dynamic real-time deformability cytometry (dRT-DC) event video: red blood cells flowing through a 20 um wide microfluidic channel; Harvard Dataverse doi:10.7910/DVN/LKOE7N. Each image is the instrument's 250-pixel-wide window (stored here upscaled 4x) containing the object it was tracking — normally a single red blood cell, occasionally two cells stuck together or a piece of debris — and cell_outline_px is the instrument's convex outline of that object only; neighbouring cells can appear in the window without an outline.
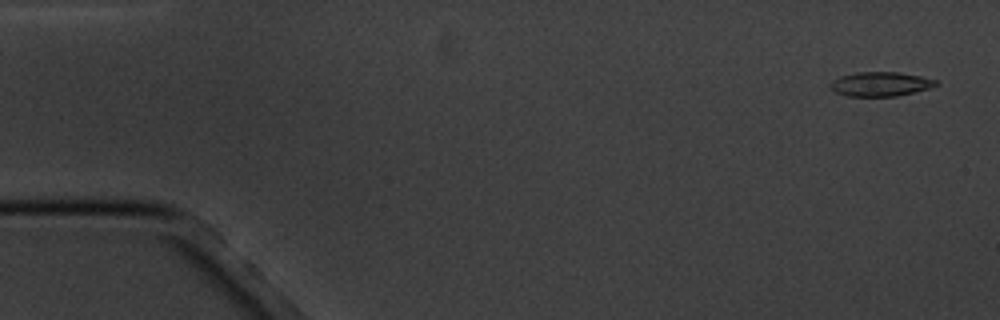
{"species": "common noctule bat (a hibernating species)", "species_latin": "Nyctalus noctula", "temperature_condition": "cold", "stored_images_in_passage": 5, "camera_frame_rate_fps": 3000, "um_per_image_px": 0.085, "animal": {"sex": "male", "body_mass_g": 20.1, "forearm_length_mm": 53.5}, "frame": {"image": 1, "passage_image": 1, "time_ms": 0.0, "image_size_px": [1000, 320], "cell_outline_px": [[940, 84], [928, 88], [896, 96], [848, 96], [836, 92], [828, 84], [832, 80], [840, 76], [856, 72], [900, 72], [920, 76], [936, 80]], "centroid_in_image_um": [74.82, 7.13], "position_along_channel_um": 10.2, "area_um2": 14.85}}
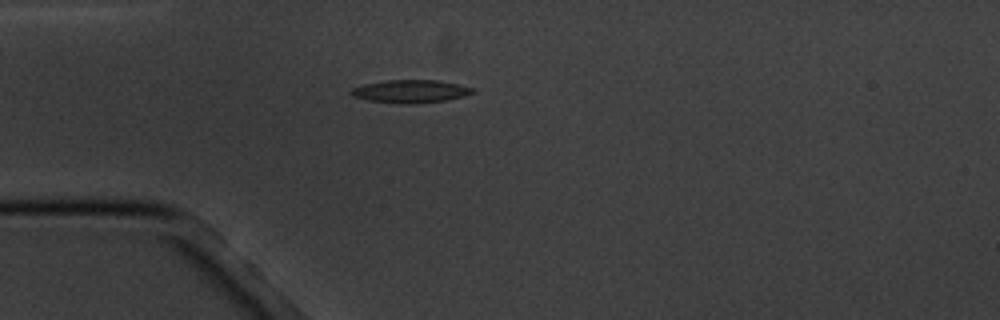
{"frame": {"image": 2, "passage_image": 4, "time_ms": 4.333, "image_size_px": [1000, 320], "cell_outline_px": [[476, 92], [464, 96], [448, 100], [416, 104], [400, 104], [368, 100], [352, 96], [348, 92], [352, 88], [364, 84], [384, 80], [436, 80], [476, 88]], "centroid_in_image_um": [34.9, 7.77], "position_along_channel_um": 50.1, "area_um2": 16.47}}